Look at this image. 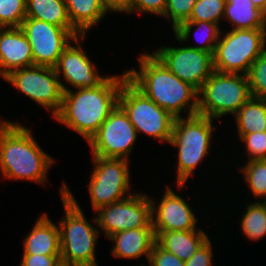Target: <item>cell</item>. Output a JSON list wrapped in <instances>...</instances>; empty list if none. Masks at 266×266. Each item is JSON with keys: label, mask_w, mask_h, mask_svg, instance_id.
Instances as JSON below:
<instances>
[{"label": "cell", "mask_w": 266, "mask_h": 266, "mask_svg": "<svg viewBox=\"0 0 266 266\" xmlns=\"http://www.w3.org/2000/svg\"><path fill=\"white\" fill-rule=\"evenodd\" d=\"M34 102L51 111L54 116L60 109L63 92L70 87L59 79L53 67L32 65L11 71L3 78Z\"/></svg>", "instance_id": "obj_10"}, {"label": "cell", "mask_w": 266, "mask_h": 266, "mask_svg": "<svg viewBox=\"0 0 266 266\" xmlns=\"http://www.w3.org/2000/svg\"><path fill=\"white\" fill-rule=\"evenodd\" d=\"M149 266H185V261L154 243L148 260Z\"/></svg>", "instance_id": "obj_34"}, {"label": "cell", "mask_w": 266, "mask_h": 266, "mask_svg": "<svg viewBox=\"0 0 266 266\" xmlns=\"http://www.w3.org/2000/svg\"><path fill=\"white\" fill-rule=\"evenodd\" d=\"M118 105L128 115L137 135L142 133L170 143L176 118L145 96L128 79L122 83Z\"/></svg>", "instance_id": "obj_7"}, {"label": "cell", "mask_w": 266, "mask_h": 266, "mask_svg": "<svg viewBox=\"0 0 266 266\" xmlns=\"http://www.w3.org/2000/svg\"><path fill=\"white\" fill-rule=\"evenodd\" d=\"M223 19L232 30L263 28V12L251 0H226Z\"/></svg>", "instance_id": "obj_22"}, {"label": "cell", "mask_w": 266, "mask_h": 266, "mask_svg": "<svg viewBox=\"0 0 266 266\" xmlns=\"http://www.w3.org/2000/svg\"><path fill=\"white\" fill-rule=\"evenodd\" d=\"M175 119L170 143L177 147L176 187L181 190L209 154L213 140V120L199 114ZM212 137V138H211Z\"/></svg>", "instance_id": "obj_5"}, {"label": "cell", "mask_w": 266, "mask_h": 266, "mask_svg": "<svg viewBox=\"0 0 266 266\" xmlns=\"http://www.w3.org/2000/svg\"><path fill=\"white\" fill-rule=\"evenodd\" d=\"M153 54L180 80L199 91L214 71L213 55L209 52L184 47L163 46Z\"/></svg>", "instance_id": "obj_14"}, {"label": "cell", "mask_w": 266, "mask_h": 266, "mask_svg": "<svg viewBox=\"0 0 266 266\" xmlns=\"http://www.w3.org/2000/svg\"><path fill=\"white\" fill-rule=\"evenodd\" d=\"M31 46L34 65L55 67L60 55L72 41L81 36L77 30L33 18H25L20 27Z\"/></svg>", "instance_id": "obj_13"}, {"label": "cell", "mask_w": 266, "mask_h": 266, "mask_svg": "<svg viewBox=\"0 0 266 266\" xmlns=\"http://www.w3.org/2000/svg\"><path fill=\"white\" fill-rule=\"evenodd\" d=\"M34 65L30 43L20 27L0 28V77Z\"/></svg>", "instance_id": "obj_17"}, {"label": "cell", "mask_w": 266, "mask_h": 266, "mask_svg": "<svg viewBox=\"0 0 266 266\" xmlns=\"http://www.w3.org/2000/svg\"><path fill=\"white\" fill-rule=\"evenodd\" d=\"M158 206L150 197L152 225L155 232L202 230L197 228L198 218L188 201L177 194L170 186H165Z\"/></svg>", "instance_id": "obj_16"}, {"label": "cell", "mask_w": 266, "mask_h": 266, "mask_svg": "<svg viewBox=\"0 0 266 266\" xmlns=\"http://www.w3.org/2000/svg\"><path fill=\"white\" fill-rule=\"evenodd\" d=\"M233 117L237 134L266 132V99L251 96Z\"/></svg>", "instance_id": "obj_25"}, {"label": "cell", "mask_w": 266, "mask_h": 266, "mask_svg": "<svg viewBox=\"0 0 266 266\" xmlns=\"http://www.w3.org/2000/svg\"><path fill=\"white\" fill-rule=\"evenodd\" d=\"M238 136L245 145L247 161L266 159V132L238 134Z\"/></svg>", "instance_id": "obj_32"}, {"label": "cell", "mask_w": 266, "mask_h": 266, "mask_svg": "<svg viewBox=\"0 0 266 266\" xmlns=\"http://www.w3.org/2000/svg\"><path fill=\"white\" fill-rule=\"evenodd\" d=\"M86 37L88 36L76 37L72 43L76 45L70 43L64 49L54 67L59 79L63 76L68 85L74 87V89L94 88L108 77L107 75H100L98 68L82 47L81 43H84L83 40Z\"/></svg>", "instance_id": "obj_15"}, {"label": "cell", "mask_w": 266, "mask_h": 266, "mask_svg": "<svg viewBox=\"0 0 266 266\" xmlns=\"http://www.w3.org/2000/svg\"><path fill=\"white\" fill-rule=\"evenodd\" d=\"M263 40H264V45L266 47V11L263 13Z\"/></svg>", "instance_id": "obj_39"}, {"label": "cell", "mask_w": 266, "mask_h": 266, "mask_svg": "<svg viewBox=\"0 0 266 266\" xmlns=\"http://www.w3.org/2000/svg\"><path fill=\"white\" fill-rule=\"evenodd\" d=\"M19 266H62L60 255L23 254Z\"/></svg>", "instance_id": "obj_36"}, {"label": "cell", "mask_w": 266, "mask_h": 266, "mask_svg": "<svg viewBox=\"0 0 266 266\" xmlns=\"http://www.w3.org/2000/svg\"><path fill=\"white\" fill-rule=\"evenodd\" d=\"M36 220L31 232L23 239V254L60 255V230L46 212Z\"/></svg>", "instance_id": "obj_19"}, {"label": "cell", "mask_w": 266, "mask_h": 266, "mask_svg": "<svg viewBox=\"0 0 266 266\" xmlns=\"http://www.w3.org/2000/svg\"><path fill=\"white\" fill-rule=\"evenodd\" d=\"M64 207V217L58 223L60 230V260L62 266H98L95 247L99 236L96 217L95 225L89 223L78 201L66 182L59 189Z\"/></svg>", "instance_id": "obj_4"}, {"label": "cell", "mask_w": 266, "mask_h": 266, "mask_svg": "<svg viewBox=\"0 0 266 266\" xmlns=\"http://www.w3.org/2000/svg\"><path fill=\"white\" fill-rule=\"evenodd\" d=\"M263 13L266 11V0H251Z\"/></svg>", "instance_id": "obj_38"}, {"label": "cell", "mask_w": 266, "mask_h": 266, "mask_svg": "<svg viewBox=\"0 0 266 266\" xmlns=\"http://www.w3.org/2000/svg\"><path fill=\"white\" fill-rule=\"evenodd\" d=\"M167 0H128L125 8L121 11L126 14H134L138 12L149 13L162 17L165 12Z\"/></svg>", "instance_id": "obj_33"}, {"label": "cell", "mask_w": 266, "mask_h": 266, "mask_svg": "<svg viewBox=\"0 0 266 266\" xmlns=\"http://www.w3.org/2000/svg\"><path fill=\"white\" fill-rule=\"evenodd\" d=\"M197 0H167L163 18L171 20L172 30L189 19Z\"/></svg>", "instance_id": "obj_31"}, {"label": "cell", "mask_w": 266, "mask_h": 266, "mask_svg": "<svg viewBox=\"0 0 266 266\" xmlns=\"http://www.w3.org/2000/svg\"><path fill=\"white\" fill-rule=\"evenodd\" d=\"M139 70H125L127 79L160 108L175 118L198 113V91L180 80L153 53L138 57Z\"/></svg>", "instance_id": "obj_2"}, {"label": "cell", "mask_w": 266, "mask_h": 266, "mask_svg": "<svg viewBox=\"0 0 266 266\" xmlns=\"http://www.w3.org/2000/svg\"><path fill=\"white\" fill-rule=\"evenodd\" d=\"M226 0H197L189 19L185 22L205 21L219 24L223 20Z\"/></svg>", "instance_id": "obj_28"}, {"label": "cell", "mask_w": 266, "mask_h": 266, "mask_svg": "<svg viewBox=\"0 0 266 266\" xmlns=\"http://www.w3.org/2000/svg\"><path fill=\"white\" fill-rule=\"evenodd\" d=\"M156 242L181 260L190 259L209 239L204 230L155 232Z\"/></svg>", "instance_id": "obj_20"}, {"label": "cell", "mask_w": 266, "mask_h": 266, "mask_svg": "<svg viewBox=\"0 0 266 266\" xmlns=\"http://www.w3.org/2000/svg\"><path fill=\"white\" fill-rule=\"evenodd\" d=\"M7 120H3L2 121V119L0 120V128H1V126L6 122Z\"/></svg>", "instance_id": "obj_40"}, {"label": "cell", "mask_w": 266, "mask_h": 266, "mask_svg": "<svg viewBox=\"0 0 266 266\" xmlns=\"http://www.w3.org/2000/svg\"><path fill=\"white\" fill-rule=\"evenodd\" d=\"M112 12H119L125 8L128 0H102Z\"/></svg>", "instance_id": "obj_37"}, {"label": "cell", "mask_w": 266, "mask_h": 266, "mask_svg": "<svg viewBox=\"0 0 266 266\" xmlns=\"http://www.w3.org/2000/svg\"><path fill=\"white\" fill-rule=\"evenodd\" d=\"M71 25L81 34L102 21L106 13L112 12L102 0H65Z\"/></svg>", "instance_id": "obj_21"}, {"label": "cell", "mask_w": 266, "mask_h": 266, "mask_svg": "<svg viewBox=\"0 0 266 266\" xmlns=\"http://www.w3.org/2000/svg\"><path fill=\"white\" fill-rule=\"evenodd\" d=\"M194 27L196 28L194 32L195 39L199 43L198 46H193L192 44V46L189 45L188 47L203 50L213 55L216 44L218 43L221 35V26L219 24L209 23L205 21L182 22L175 30H173L175 35L174 37L178 41V43L180 42L182 44L188 41L191 33H193L192 31ZM198 30L202 31L203 34ZM198 32H200L202 36H196V33L199 34Z\"/></svg>", "instance_id": "obj_23"}, {"label": "cell", "mask_w": 266, "mask_h": 266, "mask_svg": "<svg viewBox=\"0 0 266 266\" xmlns=\"http://www.w3.org/2000/svg\"><path fill=\"white\" fill-rule=\"evenodd\" d=\"M92 159L93 169L87 186L94 212L133 194L129 160L99 156Z\"/></svg>", "instance_id": "obj_9"}, {"label": "cell", "mask_w": 266, "mask_h": 266, "mask_svg": "<svg viewBox=\"0 0 266 266\" xmlns=\"http://www.w3.org/2000/svg\"><path fill=\"white\" fill-rule=\"evenodd\" d=\"M109 239L114 244L111 250L113 256L122 259H137L144 255L148 261L156 242V235L153 228H137L114 233L108 237Z\"/></svg>", "instance_id": "obj_18"}, {"label": "cell", "mask_w": 266, "mask_h": 266, "mask_svg": "<svg viewBox=\"0 0 266 266\" xmlns=\"http://www.w3.org/2000/svg\"><path fill=\"white\" fill-rule=\"evenodd\" d=\"M212 250L211 239H208L190 259L185 261V266H213Z\"/></svg>", "instance_id": "obj_35"}, {"label": "cell", "mask_w": 266, "mask_h": 266, "mask_svg": "<svg viewBox=\"0 0 266 266\" xmlns=\"http://www.w3.org/2000/svg\"><path fill=\"white\" fill-rule=\"evenodd\" d=\"M122 75H111L94 88H80L63 92L59 111L53 116L58 123L83 136L87 142L99 130L110 113L118 105Z\"/></svg>", "instance_id": "obj_1"}, {"label": "cell", "mask_w": 266, "mask_h": 266, "mask_svg": "<svg viewBox=\"0 0 266 266\" xmlns=\"http://www.w3.org/2000/svg\"><path fill=\"white\" fill-rule=\"evenodd\" d=\"M55 159L42 150L31 129L7 120L0 128V171L4 179L43 186Z\"/></svg>", "instance_id": "obj_3"}, {"label": "cell", "mask_w": 266, "mask_h": 266, "mask_svg": "<svg viewBox=\"0 0 266 266\" xmlns=\"http://www.w3.org/2000/svg\"><path fill=\"white\" fill-rule=\"evenodd\" d=\"M26 18L39 19L66 30H76L69 20L65 0H26Z\"/></svg>", "instance_id": "obj_24"}, {"label": "cell", "mask_w": 266, "mask_h": 266, "mask_svg": "<svg viewBox=\"0 0 266 266\" xmlns=\"http://www.w3.org/2000/svg\"><path fill=\"white\" fill-rule=\"evenodd\" d=\"M97 227L108 238L127 229L153 228L149 195L134 192L124 200L95 211Z\"/></svg>", "instance_id": "obj_12"}, {"label": "cell", "mask_w": 266, "mask_h": 266, "mask_svg": "<svg viewBox=\"0 0 266 266\" xmlns=\"http://www.w3.org/2000/svg\"><path fill=\"white\" fill-rule=\"evenodd\" d=\"M26 18V0H0V28L21 27Z\"/></svg>", "instance_id": "obj_29"}, {"label": "cell", "mask_w": 266, "mask_h": 266, "mask_svg": "<svg viewBox=\"0 0 266 266\" xmlns=\"http://www.w3.org/2000/svg\"><path fill=\"white\" fill-rule=\"evenodd\" d=\"M251 97L247 75L213 71L198 91V113L216 120L235 115Z\"/></svg>", "instance_id": "obj_6"}, {"label": "cell", "mask_w": 266, "mask_h": 266, "mask_svg": "<svg viewBox=\"0 0 266 266\" xmlns=\"http://www.w3.org/2000/svg\"><path fill=\"white\" fill-rule=\"evenodd\" d=\"M245 209L240 221L242 233L252 241L262 239L266 236V203L253 201L247 204Z\"/></svg>", "instance_id": "obj_26"}, {"label": "cell", "mask_w": 266, "mask_h": 266, "mask_svg": "<svg viewBox=\"0 0 266 266\" xmlns=\"http://www.w3.org/2000/svg\"><path fill=\"white\" fill-rule=\"evenodd\" d=\"M138 136L128 115L117 105L87 143L92 156L130 160Z\"/></svg>", "instance_id": "obj_11"}, {"label": "cell", "mask_w": 266, "mask_h": 266, "mask_svg": "<svg viewBox=\"0 0 266 266\" xmlns=\"http://www.w3.org/2000/svg\"><path fill=\"white\" fill-rule=\"evenodd\" d=\"M223 30L213 54L214 70L247 75L251 64L266 50L263 30Z\"/></svg>", "instance_id": "obj_8"}, {"label": "cell", "mask_w": 266, "mask_h": 266, "mask_svg": "<svg viewBox=\"0 0 266 266\" xmlns=\"http://www.w3.org/2000/svg\"><path fill=\"white\" fill-rule=\"evenodd\" d=\"M246 163V164H245ZM245 165L240 167L244 181L249 187L248 192L253 193L255 198L266 200V159L250 160L244 162Z\"/></svg>", "instance_id": "obj_27"}, {"label": "cell", "mask_w": 266, "mask_h": 266, "mask_svg": "<svg viewBox=\"0 0 266 266\" xmlns=\"http://www.w3.org/2000/svg\"><path fill=\"white\" fill-rule=\"evenodd\" d=\"M247 77L251 96L266 99V50L251 64Z\"/></svg>", "instance_id": "obj_30"}]
</instances>
